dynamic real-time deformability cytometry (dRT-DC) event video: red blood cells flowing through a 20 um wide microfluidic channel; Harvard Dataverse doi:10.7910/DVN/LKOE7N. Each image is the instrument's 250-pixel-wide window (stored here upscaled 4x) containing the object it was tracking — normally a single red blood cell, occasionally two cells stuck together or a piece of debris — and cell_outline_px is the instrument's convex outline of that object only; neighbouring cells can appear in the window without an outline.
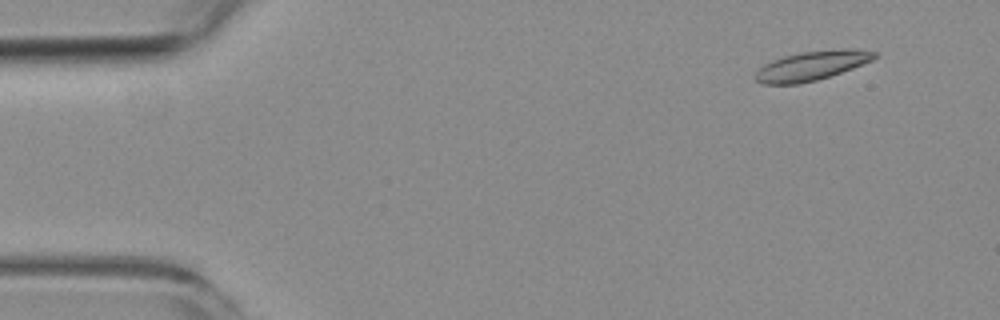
{"species": "common noctule bat (a hibernating species)", "species_latin": "Nyctalus noctula", "temperature_condition": "room temperature", "stored_images_in_passage": 5, "camera_frame_rate_fps": 3000, "um_per_image_px": 0.085, "animal": {"sex": "female", "body_mass_g": 19.3, "forearm_length_mm": 54.1}, "frame": {"image": 1, "passage_image": 1, "time_ms": 0.0, "image_size_px": [1000, 320], "cell_outline_px": [[880, 56], [872, 60], [852, 68], [816, 80], [796, 84], [764, 84], [756, 80], [752, 76], [764, 64], [772, 60], [784, 56], [800, 52], [840, 48], [856, 48], [880, 52]], "centroid_in_image_um": [69.03, 5.56], "position_along_channel_um": 16.0, "area_um2": 20.52}}